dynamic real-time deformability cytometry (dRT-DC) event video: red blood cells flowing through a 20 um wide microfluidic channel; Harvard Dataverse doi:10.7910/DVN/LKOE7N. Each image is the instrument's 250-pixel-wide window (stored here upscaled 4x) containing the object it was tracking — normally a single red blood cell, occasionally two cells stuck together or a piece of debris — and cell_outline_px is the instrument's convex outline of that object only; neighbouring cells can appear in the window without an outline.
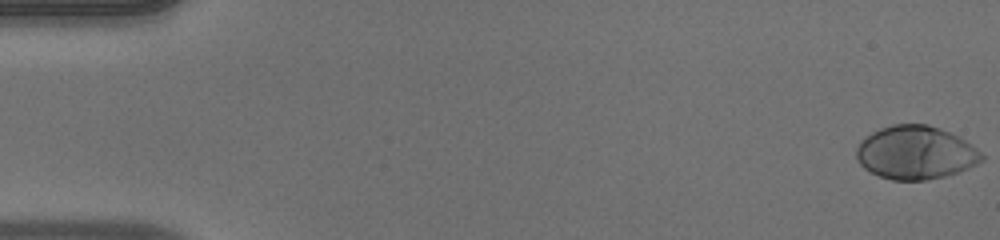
{"species": "human", "species_latin": "Homo sapiens", "temperature_condition": "warm", "stored_images_in_passage": 53, "camera_frame_rate_fps": 3000, "um_per_image_px": 0.085, "donor": {"sex": "male"}, "frame": {"image": 1, "passage_image": 1, "time_ms": 0.0, "image_size_px": [1000, 240], "cell_outline_px": [[984, 160], [968, 168], [944, 176], [924, 180], [892, 180], [880, 176], [864, 168], [860, 164], [856, 156], [856, 148], [860, 140], [864, 136], [880, 128], [892, 124], [928, 124], [940, 128], [972, 144], [984, 156]], "centroid_in_image_um": [77.8, 12.96], "position_along_channel_um": 7.2, "area_um2": 38.9}}
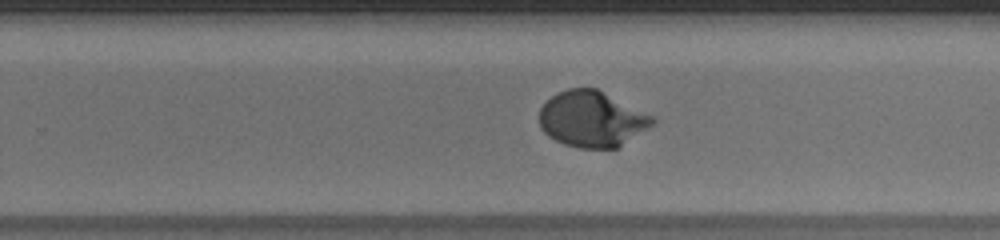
{"frame": {"image": 2, "passage_image": 34, "time_ms": 11.0, "image_size_px": [1000, 240], "cell_outline_px": [[656, 120], [652, 124], [616, 148], [580, 148], [564, 144], [548, 136], [540, 128], [540, 108], [556, 92], [568, 88], [596, 88], [652, 116]], "centroid_in_image_um": [50.25, 10.11], "position_along_channel_um": 279.5, "area_um2": 36.24}}
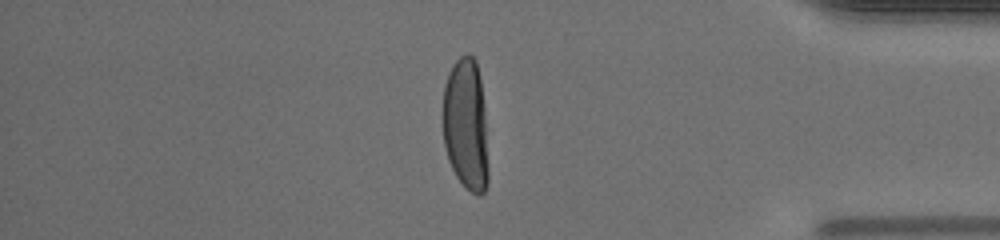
{"frame": {"image": 3, "passage_image": 45, "time_ms": 14.667, "image_size_px": [1000, 240], "cell_outline_px": [[488, 180], [484, 192], [480, 196], [472, 192], [456, 176], [448, 160], [444, 144], [444, 84], [456, 60], [460, 56], [468, 52], [476, 60], [480, 80], [484, 108], [488, 168]], "centroid_in_image_um": [39.61, 10.6], "position_along_channel_um": 395.6, "area_um2": 34.56}, "authors_computed_cell_mechanics": {"area_um2": 37.0498, "velocity_mm_per_s": 3.9152, "shape_relaxation_time_tau1_ms": 3.206, "shape_relaxation_time_tau2_ms": null, "deformation_change_tau1": 0.2178, "deformation_change_tau2": null}}